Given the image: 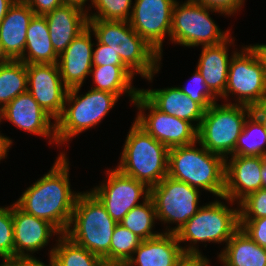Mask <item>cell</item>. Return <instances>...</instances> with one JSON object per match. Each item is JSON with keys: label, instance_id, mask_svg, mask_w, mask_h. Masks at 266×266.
Wrapping results in <instances>:
<instances>
[{"label": "cell", "instance_id": "cell-41", "mask_svg": "<svg viewBox=\"0 0 266 266\" xmlns=\"http://www.w3.org/2000/svg\"><path fill=\"white\" fill-rule=\"evenodd\" d=\"M50 264L45 265L42 261H39L32 255L29 256H13L5 259L1 266H55L52 256H50Z\"/></svg>", "mask_w": 266, "mask_h": 266}, {"label": "cell", "instance_id": "cell-38", "mask_svg": "<svg viewBox=\"0 0 266 266\" xmlns=\"http://www.w3.org/2000/svg\"><path fill=\"white\" fill-rule=\"evenodd\" d=\"M96 46L97 48L93 50V66H126L117 52L113 51L111 47L100 43L98 40Z\"/></svg>", "mask_w": 266, "mask_h": 266}, {"label": "cell", "instance_id": "cell-21", "mask_svg": "<svg viewBox=\"0 0 266 266\" xmlns=\"http://www.w3.org/2000/svg\"><path fill=\"white\" fill-rule=\"evenodd\" d=\"M86 12L77 6L63 4L44 15L53 48L58 55L88 27Z\"/></svg>", "mask_w": 266, "mask_h": 266}, {"label": "cell", "instance_id": "cell-48", "mask_svg": "<svg viewBox=\"0 0 266 266\" xmlns=\"http://www.w3.org/2000/svg\"><path fill=\"white\" fill-rule=\"evenodd\" d=\"M9 60L10 59L3 52L2 46L0 45V65L7 63Z\"/></svg>", "mask_w": 266, "mask_h": 266}, {"label": "cell", "instance_id": "cell-34", "mask_svg": "<svg viewBox=\"0 0 266 266\" xmlns=\"http://www.w3.org/2000/svg\"><path fill=\"white\" fill-rule=\"evenodd\" d=\"M14 256V228L11 207H0V257L2 260Z\"/></svg>", "mask_w": 266, "mask_h": 266}, {"label": "cell", "instance_id": "cell-46", "mask_svg": "<svg viewBox=\"0 0 266 266\" xmlns=\"http://www.w3.org/2000/svg\"><path fill=\"white\" fill-rule=\"evenodd\" d=\"M16 2V0H0V24L4 19L9 8Z\"/></svg>", "mask_w": 266, "mask_h": 266}, {"label": "cell", "instance_id": "cell-17", "mask_svg": "<svg viewBox=\"0 0 266 266\" xmlns=\"http://www.w3.org/2000/svg\"><path fill=\"white\" fill-rule=\"evenodd\" d=\"M3 118L22 130L50 137L57 143L55 124L50 121L52 117L42 109L28 91L18 95L0 110V122Z\"/></svg>", "mask_w": 266, "mask_h": 266}, {"label": "cell", "instance_id": "cell-9", "mask_svg": "<svg viewBox=\"0 0 266 266\" xmlns=\"http://www.w3.org/2000/svg\"><path fill=\"white\" fill-rule=\"evenodd\" d=\"M240 228L239 210L217 201L200 206L198 212L175 232L179 243L189 241L227 243ZM192 241V242H191Z\"/></svg>", "mask_w": 266, "mask_h": 266}, {"label": "cell", "instance_id": "cell-12", "mask_svg": "<svg viewBox=\"0 0 266 266\" xmlns=\"http://www.w3.org/2000/svg\"><path fill=\"white\" fill-rule=\"evenodd\" d=\"M133 103L139 109L135 122L168 148L197 142V125L158 110L141 92Z\"/></svg>", "mask_w": 266, "mask_h": 266}, {"label": "cell", "instance_id": "cell-31", "mask_svg": "<svg viewBox=\"0 0 266 266\" xmlns=\"http://www.w3.org/2000/svg\"><path fill=\"white\" fill-rule=\"evenodd\" d=\"M247 119L230 156L266 157V131L252 113Z\"/></svg>", "mask_w": 266, "mask_h": 266}, {"label": "cell", "instance_id": "cell-15", "mask_svg": "<svg viewBox=\"0 0 266 266\" xmlns=\"http://www.w3.org/2000/svg\"><path fill=\"white\" fill-rule=\"evenodd\" d=\"M26 68L27 91L55 121L63 111L69 90L63 85L58 64H26Z\"/></svg>", "mask_w": 266, "mask_h": 266}, {"label": "cell", "instance_id": "cell-18", "mask_svg": "<svg viewBox=\"0 0 266 266\" xmlns=\"http://www.w3.org/2000/svg\"><path fill=\"white\" fill-rule=\"evenodd\" d=\"M14 256H29L48 244L52 234L61 232L50 222L27 214L15 203L12 205ZM26 251V252H25Z\"/></svg>", "mask_w": 266, "mask_h": 266}, {"label": "cell", "instance_id": "cell-25", "mask_svg": "<svg viewBox=\"0 0 266 266\" xmlns=\"http://www.w3.org/2000/svg\"><path fill=\"white\" fill-rule=\"evenodd\" d=\"M58 58L51 42L46 17L34 15L27 29L23 56L19 60L25 64H54L58 62Z\"/></svg>", "mask_w": 266, "mask_h": 266}, {"label": "cell", "instance_id": "cell-11", "mask_svg": "<svg viewBox=\"0 0 266 266\" xmlns=\"http://www.w3.org/2000/svg\"><path fill=\"white\" fill-rule=\"evenodd\" d=\"M199 192V189L170 176L150 188L157 219L164 223L177 222V226L168 228L165 233H175L198 212Z\"/></svg>", "mask_w": 266, "mask_h": 266}, {"label": "cell", "instance_id": "cell-28", "mask_svg": "<svg viewBox=\"0 0 266 266\" xmlns=\"http://www.w3.org/2000/svg\"><path fill=\"white\" fill-rule=\"evenodd\" d=\"M57 246L50 250L55 266H102L104 260L74 243L65 234L58 236Z\"/></svg>", "mask_w": 266, "mask_h": 266}, {"label": "cell", "instance_id": "cell-29", "mask_svg": "<svg viewBox=\"0 0 266 266\" xmlns=\"http://www.w3.org/2000/svg\"><path fill=\"white\" fill-rule=\"evenodd\" d=\"M27 68L21 60L0 65V110L11 100L27 91Z\"/></svg>", "mask_w": 266, "mask_h": 266}, {"label": "cell", "instance_id": "cell-37", "mask_svg": "<svg viewBox=\"0 0 266 266\" xmlns=\"http://www.w3.org/2000/svg\"><path fill=\"white\" fill-rule=\"evenodd\" d=\"M240 228L258 245L266 249V217L239 219Z\"/></svg>", "mask_w": 266, "mask_h": 266}, {"label": "cell", "instance_id": "cell-47", "mask_svg": "<svg viewBox=\"0 0 266 266\" xmlns=\"http://www.w3.org/2000/svg\"><path fill=\"white\" fill-rule=\"evenodd\" d=\"M88 0H62L63 4H67V5H74L77 6L83 10H85L84 8V4L87 2Z\"/></svg>", "mask_w": 266, "mask_h": 266}, {"label": "cell", "instance_id": "cell-44", "mask_svg": "<svg viewBox=\"0 0 266 266\" xmlns=\"http://www.w3.org/2000/svg\"><path fill=\"white\" fill-rule=\"evenodd\" d=\"M11 145L12 140L0 134V160L6 158L7 152H9L8 150Z\"/></svg>", "mask_w": 266, "mask_h": 266}, {"label": "cell", "instance_id": "cell-22", "mask_svg": "<svg viewBox=\"0 0 266 266\" xmlns=\"http://www.w3.org/2000/svg\"><path fill=\"white\" fill-rule=\"evenodd\" d=\"M34 15L23 0H16L2 20L0 45L9 59L19 60L23 56L27 29Z\"/></svg>", "mask_w": 266, "mask_h": 266}, {"label": "cell", "instance_id": "cell-14", "mask_svg": "<svg viewBox=\"0 0 266 266\" xmlns=\"http://www.w3.org/2000/svg\"><path fill=\"white\" fill-rule=\"evenodd\" d=\"M107 182L92 189V193L105 206L116 223L135 206L141 196H150V188L143 182L126 176L117 168L108 170Z\"/></svg>", "mask_w": 266, "mask_h": 266}, {"label": "cell", "instance_id": "cell-39", "mask_svg": "<svg viewBox=\"0 0 266 266\" xmlns=\"http://www.w3.org/2000/svg\"><path fill=\"white\" fill-rule=\"evenodd\" d=\"M199 4L207 6L211 9H215L225 13V15H232L239 10L244 0H193Z\"/></svg>", "mask_w": 266, "mask_h": 266}, {"label": "cell", "instance_id": "cell-26", "mask_svg": "<svg viewBox=\"0 0 266 266\" xmlns=\"http://www.w3.org/2000/svg\"><path fill=\"white\" fill-rule=\"evenodd\" d=\"M223 266H266V249L239 228L218 255Z\"/></svg>", "mask_w": 266, "mask_h": 266}, {"label": "cell", "instance_id": "cell-10", "mask_svg": "<svg viewBox=\"0 0 266 266\" xmlns=\"http://www.w3.org/2000/svg\"><path fill=\"white\" fill-rule=\"evenodd\" d=\"M229 93L238 96V104L248 107L266 100L265 71L251 45L244 47L241 52L234 51L231 56L227 86L222 98L228 100Z\"/></svg>", "mask_w": 266, "mask_h": 266}, {"label": "cell", "instance_id": "cell-30", "mask_svg": "<svg viewBox=\"0 0 266 266\" xmlns=\"http://www.w3.org/2000/svg\"><path fill=\"white\" fill-rule=\"evenodd\" d=\"M155 219H157V214L153 200L150 196H143L142 204L140 203L132 208L119 224L129 229L142 240H147L162 234L151 231Z\"/></svg>", "mask_w": 266, "mask_h": 266}, {"label": "cell", "instance_id": "cell-50", "mask_svg": "<svg viewBox=\"0 0 266 266\" xmlns=\"http://www.w3.org/2000/svg\"><path fill=\"white\" fill-rule=\"evenodd\" d=\"M102 266H129L127 263H108L104 262Z\"/></svg>", "mask_w": 266, "mask_h": 266}, {"label": "cell", "instance_id": "cell-43", "mask_svg": "<svg viewBox=\"0 0 266 266\" xmlns=\"http://www.w3.org/2000/svg\"><path fill=\"white\" fill-rule=\"evenodd\" d=\"M251 113L259 120L266 131V100L251 107Z\"/></svg>", "mask_w": 266, "mask_h": 266}, {"label": "cell", "instance_id": "cell-42", "mask_svg": "<svg viewBox=\"0 0 266 266\" xmlns=\"http://www.w3.org/2000/svg\"><path fill=\"white\" fill-rule=\"evenodd\" d=\"M176 266H210V264L202 254H185Z\"/></svg>", "mask_w": 266, "mask_h": 266}, {"label": "cell", "instance_id": "cell-1", "mask_svg": "<svg viewBox=\"0 0 266 266\" xmlns=\"http://www.w3.org/2000/svg\"><path fill=\"white\" fill-rule=\"evenodd\" d=\"M69 161L64 153L51 170L28 187L15 204L27 214L44 219L61 234L70 226L78 193L70 189Z\"/></svg>", "mask_w": 266, "mask_h": 266}, {"label": "cell", "instance_id": "cell-3", "mask_svg": "<svg viewBox=\"0 0 266 266\" xmlns=\"http://www.w3.org/2000/svg\"><path fill=\"white\" fill-rule=\"evenodd\" d=\"M196 143L169 148L167 176L221 198L225 190V159L202 145L197 148Z\"/></svg>", "mask_w": 266, "mask_h": 266}, {"label": "cell", "instance_id": "cell-5", "mask_svg": "<svg viewBox=\"0 0 266 266\" xmlns=\"http://www.w3.org/2000/svg\"><path fill=\"white\" fill-rule=\"evenodd\" d=\"M168 153L167 146L134 121L127 134L117 169L151 188L167 176Z\"/></svg>", "mask_w": 266, "mask_h": 266}, {"label": "cell", "instance_id": "cell-40", "mask_svg": "<svg viewBox=\"0 0 266 266\" xmlns=\"http://www.w3.org/2000/svg\"><path fill=\"white\" fill-rule=\"evenodd\" d=\"M35 13V15H45L63 5L62 0H23Z\"/></svg>", "mask_w": 266, "mask_h": 266}, {"label": "cell", "instance_id": "cell-24", "mask_svg": "<svg viewBox=\"0 0 266 266\" xmlns=\"http://www.w3.org/2000/svg\"><path fill=\"white\" fill-rule=\"evenodd\" d=\"M230 37L217 45L203 46L197 70L209 90L215 95L222 97L225 93L228 79L229 63L227 45H231ZM228 43V44H227Z\"/></svg>", "mask_w": 266, "mask_h": 266}, {"label": "cell", "instance_id": "cell-27", "mask_svg": "<svg viewBox=\"0 0 266 266\" xmlns=\"http://www.w3.org/2000/svg\"><path fill=\"white\" fill-rule=\"evenodd\" d=\"M91 73L96 84L92 89L113 93L119 98L128 93L132 102L140 93V89L131 85L134 73L127 66H93Z\"/></svg>", "mask_w": 266, "mask_h": 266}, {"label": "cell", "instance_id": "cell-45", "mask_svg": "<svg viewBox=\"0 0 266 266\" xmlns=\"http://www.w3.org/2000/svg\"><path fill=\"white\" fill-rule=\"evenodd\" d=\"M255 52L257 53L260 61L262 62L263 69L265 71V76H266V44H255L251 46Z\"/></svg>", "mask_w": 266, "mask_h": 266}, {"label": "cell", "instance_id": "cell-49", "mask_svg": "<svg viewBox=\"0 0 266 266\" xmlns=\"http://www.w3.org/2000/svg\"><path fill=\"white\" fill-rule=\"evenodd\" d=\"M262 177V188H266V157H265V163L263 165V169L261 172Z\"/></svg>", "mask_w": 266, "mask_h": 266}, {"label": "cell", "instance_id": "cell-13", "mask_svg": "<svg viewBox=\"0 0 266 266\" xmlns=\"http://www.w3.org/2000/svg\"><path fill=\"white\" fill-rule=\"evenodd\" d=\"M176 0H135L129 24L160 56L166 34L170 36Z\"/></svg>", "mask_w": 266, "mask_h": 266}, {"label": "cell", "instance_id": "cell-7", "mask_svg": "<svg viewBox=\"0 0 266 266\" xmlns=\"http://www.w3.org/2000/svg\"><path fill=\"white\" fill-rule=\"evenodd\" d=\"M250 114L251 107L237 103L219 105L215 102L205 110L197 130V142L209 152L228 159L227 155L234 152L246 118Z\"/></svg>", "mask_w": 266, "mask_h": 266}, {"label": "cell", "instance_id": "cell-19", "mask_svg": "<svg viewBox=\"0 0 266 266\" xmlns=\"http://www.w3.org/2000/svg\"><path fill=\"white\" fill-rule=\"evenodd\" d=\"M127 264L129 266H176L185 254H201L192 244L187 248L179 245L175 233H162L143 240Z\"/></svg>", "mask_w": 266, "mask_h": 266}, {"label": "cell", "instance_id": "cell-2", "mask_svg": "<svg viewBox=\"0 0 266 266\" xmlns=\"http://www.w3.org/2000/svg\"><path fill=\"white\" fill-rule=\"evenodd\" d=\"M88 26L96 40L117 52L134 74L152 80L159 71L160 54L132 29L129 21L88 19Z\"/></svg>", "mask_w": 266, "mask_h": 266}, {"label": "cell", "instance_id": "cell-20", "mask_svg": "<svg viewBox=\"0 0 266 266\" xmlns=\"http://www.w3.org/2000/svg\"><path fill=\"white\" fill-rule=\"evenodd\" d=\"M92 30L88 26L59 55L58 67L64 85L69 89L82 87L84 79L90 74L93 59Z\"/></svg>", "mask_w": 266, "mask_h": 266}, {"label": "cell", "instance_id": "cell-16", "mask_svg": "<svg viewBox=\"0 0 266 266\" xmlns=\"http://www.w3.org/2000/svg\"><path fill=\"white\" fill-rule=\"evenodd\" d=\"M225 159V190L223 200L239 202L250 193L262 189L261 172L265 157L232 156Z\"/></svg>", "mask_w": 266, "mask_h": 266}, {"label": "cell", "instance_id": "cell-36", "mask_svg": "<svg viewBox=\"0 0 266 266\" xmlns=\"http://www.w3.org/2000/svg\"><path fill=\"white\" fill-rule=\"evenodd\" d=\"M239 219L266 217V188L250 193L239 203Z\"/></svg>", "mask_w": 266, "mask_h": 266}, {"label": "cell", "instance_id": "cell-23", "mask_svg": "<svg viewBox=\"0 0 266 266\" xmlns=\"http://www.w3.org/2000/svg\"><path fill=\"white\" fill-rule=\"evenodd\" d=\"M140 92L160 111L190 123L198 122L197 129L204 117L205 109L179 87L164 89H140Z\"/></svg>", "mask_w": 266, "mask_h": 266}, {"label": "cell", "instance_id": "cell-4", "mask_svg": "<svg viewBox=\"0 0 266 266\" xmlns=\"http://www.w3.org/2000/svg\"><path fill=\"white\" fill-rule=\"evenodd\" d=\"M71 224H74L73 228ZM116 224L91 191L83 192L77 197L65 235L110 263V244Z\"/></svg>", "mask_w": 266, "mask_h": 266}, {"label": "cell", "instance_id": "cell-33", "mask_svg": "<svg viewBox=\"0 0 266 266\" xmlns=\"http://www.w3.org/2000/svg\"><path fill=\"white\" fill-rule=\"evenodd\" d=\"M98 12L88 16V19H101L106 21H129L132 0H91ZM131 11V12H130Z\"/></svg>", "mask_w": 266, "mask_h": 266}, {"label": "cell", "instance_id": "cell-32", "mask_svg": "<svg viewBox=\"0 0 266 266\" xmlns=\"http://www.w3.org/2000/svg\"><path fill=\"white\" fill-rule=\"evenodd\" d=\"M143 240L117 223L110 244V263H127Z\"/></svg>", "mask_w": 266, "mask_h": 266}, {"label": "cell", "instance_id": "cell-35", "mask_svg": "<svg viewBox=\"0 0 266 266\" xmlns=\"http://www.w3.org/2000/svg\"><path fill=\"white\" fill-rule=\"evenodd\" d=\"M190 85L179 87L180 90L193 101L199 103L205 110L216 102V96L209 90L201 73L196 69L190 79Z\"/></svg>", "mask_w": 266, "mask_h": 266}, {"label": "cell", "instance_id": "cell-6", "mask_svg": "<svg viewBox=\"0 0 266 266\" xmlns=\"http://www.w3.org/2000/svg\"><path fill=\"white\" fill-rule=\"evenodd\" d=\"M80 89L81 86L68 90L63 111L54 122L57 144L97 125L119 99L113 93L95 89L78 96Z\"/></svg>", "mask_w": 266, "mask_h": 266}, {"label": "cell", "instance_id": "cell-8", "mask_svg": "<svg viewBox=\"0 0 266 266\" xmlns=\"http://www.w3.org/2000/svg\"><path fill=\"white\" fill-rule=\"evenodd\" d=\"M213 11L225 14L193 0H187L180 6L176 1L170 40L182 46L194 47L217 45L228 39L229 31H221L209 16V12Z\"/></svg>", "mask_w": 266, "mask_h": 266}]
</instances>
